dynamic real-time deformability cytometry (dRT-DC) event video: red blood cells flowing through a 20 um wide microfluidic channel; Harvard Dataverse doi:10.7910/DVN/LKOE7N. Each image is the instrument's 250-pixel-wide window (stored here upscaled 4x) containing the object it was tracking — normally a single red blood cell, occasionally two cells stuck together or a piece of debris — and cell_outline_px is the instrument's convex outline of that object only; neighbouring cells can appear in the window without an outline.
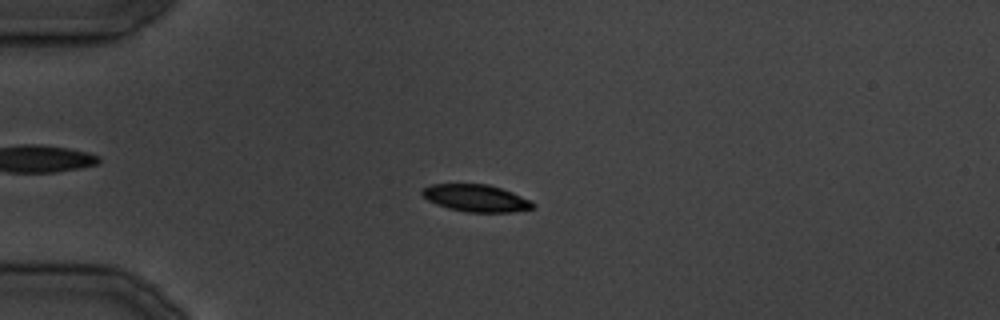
{"species": "common noctule bat (a hibernating species)", "species_latin": "Nyctalus noctula", "temperature_condition": "cold", "stored_images_in_passage": 34, "camera_frame_rate_fps": 3000, "um_per_image_px": 0.085, "animal": {"sex": "male", "body_mass_g": 19.5, "forearm_length_mm": 54.6}, "frame": {"image": 1, "passage_image": 9, "time_ms": 9.0, "image_size_px": [1000, 320], "cell_outline_px": [[536, 208], [512, 212], [468, 212], [448, 208], [436, 204], [428, 200], [420, 192], [424, 188], [432, 184], [488, 184], [512, 192], [532, 200], [536, 204]], "centroid_in_image_um": [40.51, 16.84], "position_along_channel_um": 44.5, "area_um2": 17.57}}
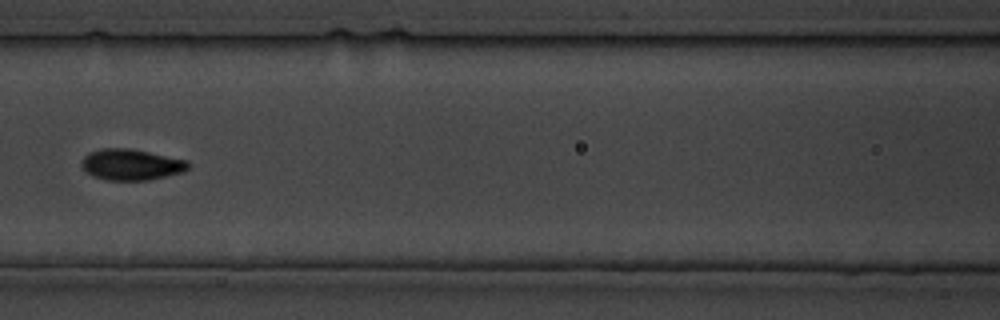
{"frame": {"image": 2, "passage_image": 16, "time_ms": 17.667, "image_size_px": [1000, 320], "cell_outline_px": [[188, 168], [184, 172], [148, 180], [108, 180], [92, 176], [80, 164], [80, 160], [88, 152], [100, 148], [128, 148], [188, 160]], "centroid_in_image_um": [11.12, 13.98], "position_along_channel_um": 155.5, "area_um2": 19.31}}
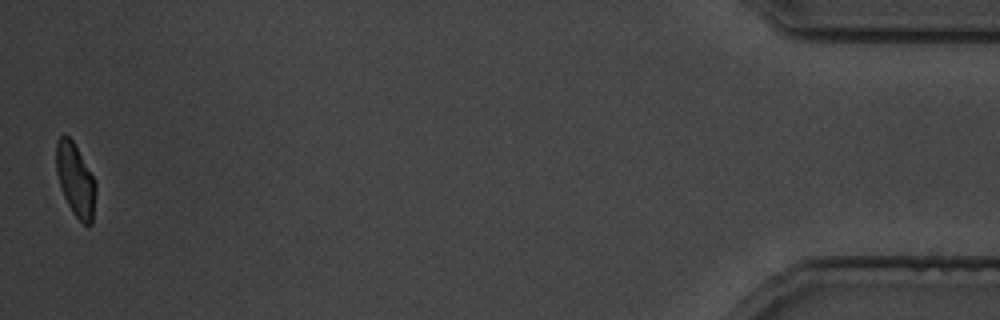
{"frame": {"image": 3, "passage_image": 34, "time_ms": 40.333, "image_size_px": [1000, 320], "cell_outline_px": [[96, 192], [92, 224], [88, 228], [72, 212], [64, 196], [56, 172], [56, 140], [60, 136], [68, 136], [72, 140], [92, 176], [96, 184]], "centroid_in_image_um": [6.41, 15.33], "position_along_channel_um": 428.8, "area_um2": 16.53}}